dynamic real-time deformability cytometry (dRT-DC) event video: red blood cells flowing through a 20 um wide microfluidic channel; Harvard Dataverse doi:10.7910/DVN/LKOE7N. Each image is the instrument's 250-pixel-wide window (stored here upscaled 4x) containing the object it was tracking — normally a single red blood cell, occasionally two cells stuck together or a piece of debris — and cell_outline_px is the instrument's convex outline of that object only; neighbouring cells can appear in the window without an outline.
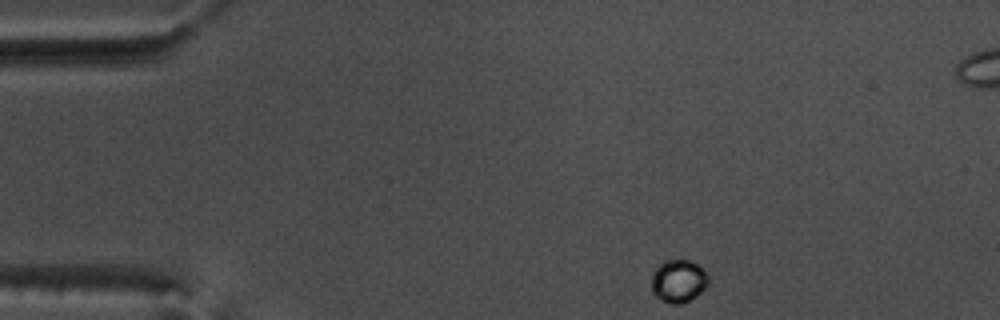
{"species": "common noctule bat (a hibernating species)", "species_latin": "Nyctalus noctula", "temperature_condition": "warm", "stored_images_in_passage": 48, "segment_of_instrument_passage": [1, 2], "camera_frame_rate_fps": 3000, "um_per_image_px": 0.085, "animal": {"sex": "male", "body_mass_g": 17.5, "forearm_length_mm": 52.3}, "frame": {"image": 1, "passage_image": 1, "time_ms": 0.0, "image_size_px": [1000, 320], "cell_outline_px": [[708, 284], [700, 292], [688, 300], [680, 304], [672, 304], [656, 296], [652, 292], [652, 272], [664, 260], [688, 260], [696, 264], [708, 276]], "centroid_in_image_um": [57.64, 23.88], "position_along_channel_um": 27.4, "area_um2": 13.81}}
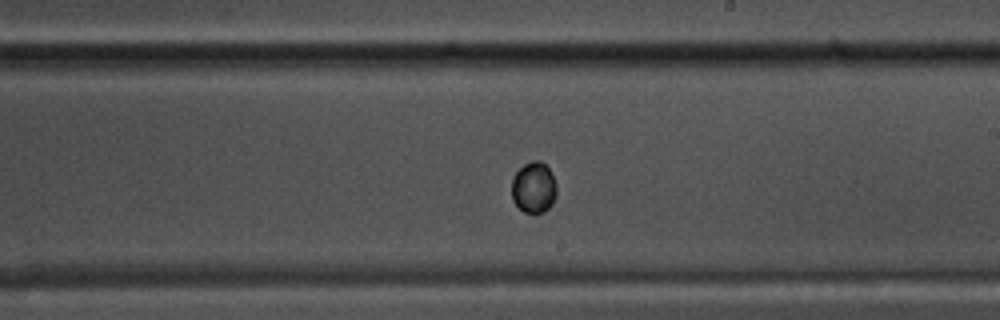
{"frame": {"image": 2, "passage_image": 24, "time_ms": 7.667, "image_size_px": [1000, 320], "cell_outline_px": [[556, 196], [552, 204], [544, 212], [532, 216], [524, 212], [512, 200], [512, 180], [516, 172], [524, 164], [532, 160], [540, 160], [548, 168], [556, 184]], "centroid_in_image_um": [45.36, 15.98], "position_along_channel_um": 243.6, "area_um2": 13.53}}
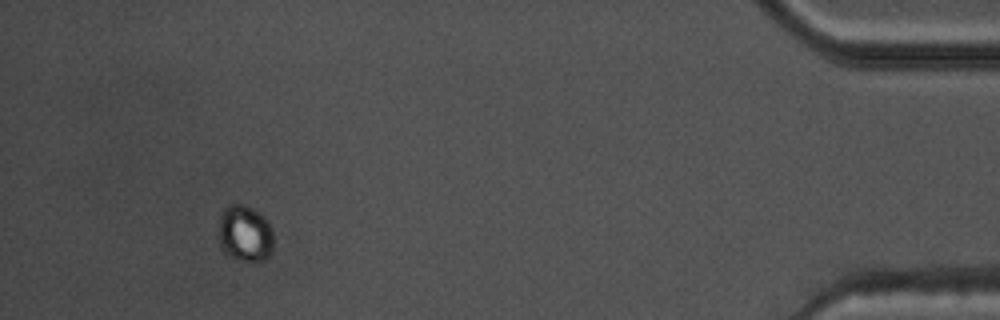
{"frame": {"image": 3, "passage_image": 43, "time_ms": 14.0, "image_size_px": [1000, 320], "cell_outline_px": [[272, 252], [264, 260], [244, 260], [228, 256], [220, 248], [216, 236], [216, 232], [220, 212], [228, 204], [244, 204], [260, 212], [268, 220], [272, 228]], "centroid_in_image_um": [20.76, 19.81], "position_along_channel_um": 414.4, "area_um2": 18.73}}